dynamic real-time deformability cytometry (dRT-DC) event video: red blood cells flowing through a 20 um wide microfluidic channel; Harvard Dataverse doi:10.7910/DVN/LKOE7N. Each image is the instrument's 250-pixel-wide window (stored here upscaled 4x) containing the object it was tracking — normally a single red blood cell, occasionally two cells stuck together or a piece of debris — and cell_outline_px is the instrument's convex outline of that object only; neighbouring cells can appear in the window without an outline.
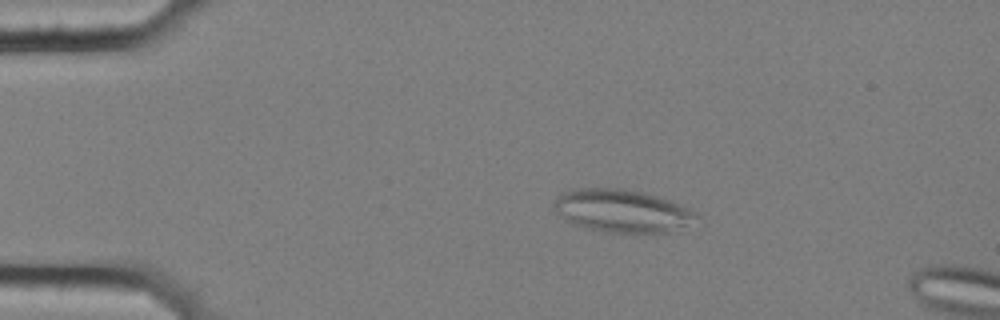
{"species": "common noctule bat (a hibernating species)", "species_latin": "Nyctalus noctula", "temperature_condition": "cold", "stored_images_in_passage": 57, "camera_frame_rate_fps": 3000, "um_per_image_px": 0.085, "animal": {"sex": "female", "body_mass_g": 25.1}, "frame": {"image": 1, "passage_image": 11, "time_ms": 3.333, "image_size_px": [1000, 320], "cell_outline_px": [[700, 216], [668, 232], [604, 232], [588, 228], [564, 220], [552, 208], [552, 200], [556, 196], [564, 192], [576, 188], [624, 188], [644, 192], [668, 200], [688, 208], [696, 212]], "centroid_in_image_um": [52.76, 17.89], "position_along_channel_um": 32.2, "area_um2": 35.2}}
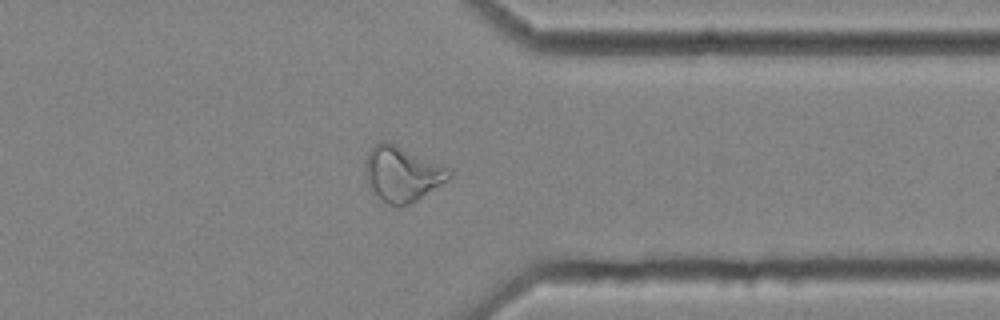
{"frame": {"image": 2, "passage_image": 45, "time_ms": 14.667, "image_size_px": [1000, 320], "cell_outline_px": [[452, 176], [448, 180], [416, 200], [400, 208], [388, 204], [372, 188], [364, 172], [364, 164], [368, 152], [380, 140], [392, 144], [452, 168]], "centroid_in_image_um": [34.21, 14.78], "position_along_channel_um": 377.2, "area_um2": 26.41}}
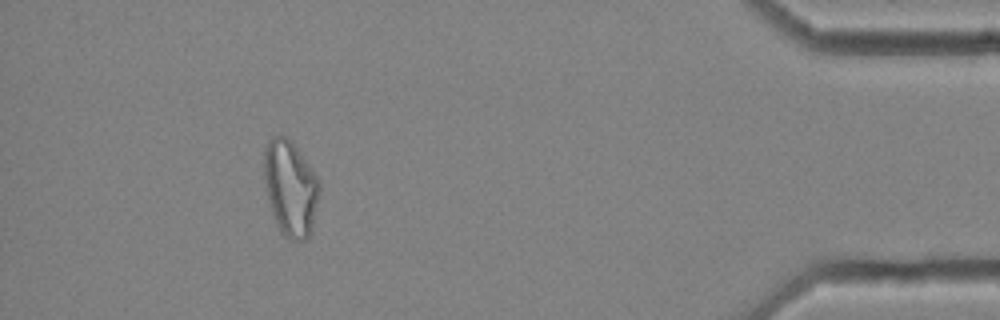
{"frame": {"image": 3, "passage_image": 52, "time_ms": 17.0, "image_size_px": [1000, 320], "cell_outline_px": [[320, 188], [312, 232], [304, 240], [292, 240], [284, 236], [280, 232], [276, 224], [268, 200], [264, 176], [264, 148], [268, 140], [272, 136], [284, 136], [292, 140], [320, 180]], "centroid_in_image_um": [24.69, 15.98], "position_along_channel_um": 410.5, "area_um2": 31.1}, "authors_computed_cell_mechanics": {"area_um2": 28.8422, "velocity_mm_per_s": 3.5523, "shape_relaxation_time_tau1_ms": null, "shape_relaxation_time_tau2_ms": 3.7006, "deformation_change_tau1": null, "deformation_change_tau2": 0.1356}}